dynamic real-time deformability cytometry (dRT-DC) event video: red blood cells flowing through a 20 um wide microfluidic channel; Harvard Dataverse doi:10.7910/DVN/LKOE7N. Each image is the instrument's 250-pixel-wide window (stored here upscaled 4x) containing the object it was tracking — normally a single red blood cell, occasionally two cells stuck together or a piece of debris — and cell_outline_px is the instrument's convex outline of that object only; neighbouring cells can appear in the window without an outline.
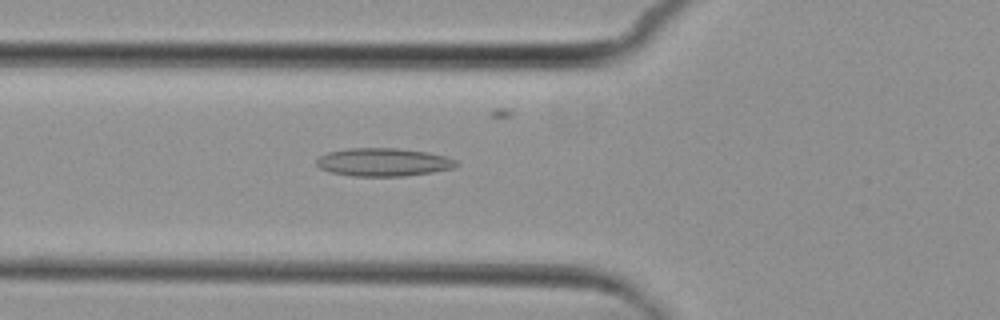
{"species": "common noctule bat (a hibernating species)", "species_latin": "Nyctalus noctula", "temperature_condition": "cold", "stored_images_in_passage": 2, "camera_frame_rate_fps": 3000, "um_per_image_px": 0.085, "animal": {"sex": "female", "body_mass_g": 29.2, "forearm_length_mm": 56.3}, "frame": {"image": 1, "passage_image": 2, "time_ms": 1.0, "image_size_px": [1000, 320], "cell_outline_px": [[460, 164], [452, 168], [432, 172], [404, 176], [352, 176], [328, 172], [320, 168], [316, 164], [316, 160], [320, 156], [328, 152], [348, 148], [396, 148], [428, 152], [444, 156], [456, 160]], "centroid_in_image_um": [32.56, 13.78], "position_along_channel_um": 93.2, "area_um2": 22.95}}